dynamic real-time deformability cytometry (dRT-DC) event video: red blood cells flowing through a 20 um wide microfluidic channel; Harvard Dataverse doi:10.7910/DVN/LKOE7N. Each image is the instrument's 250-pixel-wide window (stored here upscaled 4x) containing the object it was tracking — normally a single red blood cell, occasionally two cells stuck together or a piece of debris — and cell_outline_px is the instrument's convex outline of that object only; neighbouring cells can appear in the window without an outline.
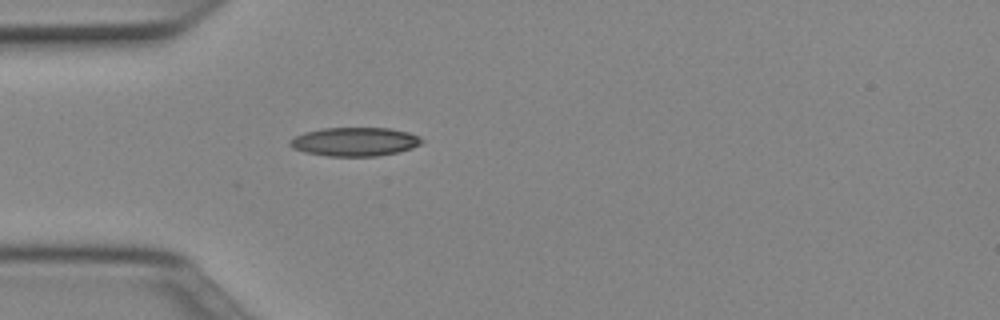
{"species": "Egyptian fruit bat (a non-hibernating species)", "species_latin": "Rousettus aegyptiacus", "temperature_condition": "cold", "stored_images_in_passage": 30, "camera_frame_rate_fps": 3000, "um_per_image_px": 0.085, "animal": {"sex": "female"}, "frame": {"image": 1, "passage_image": 1, "time_ms": 0.0, "image_size_px": [1000, 320], "cell_outline_px": [[424, 140], [420, 144], [412, 148], [396, 152], [376, 156], [328, 156], [304, 152], [292, 148], [288, 144], [288, 140], [304, 132], [324, 128], [392, 128], [408, 132], [420, 136]], "centroid_in_image_um": [30.14, 12.04], "position_along_channel_um": 54.9, "area_um2": 22.14}}
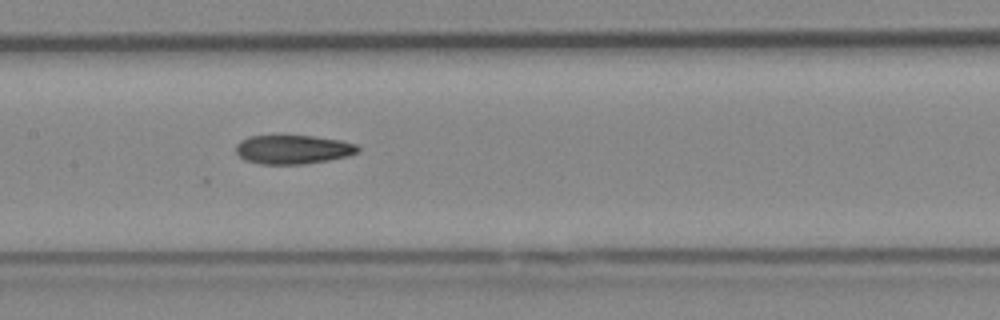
{"frame": {"image": 2, "passage_image": 11, "time_ms": 3.333, "image_size_px": [1000, 320], "cell_outline_px": [[360, 148], [356, 152], [348, 156], [328, 160], [304, 164], [260, 164], [244, 160], [236, 152], [236, 144], [240, 140], [248, 136], [312, 136], [340, 140], [356, 144]], "centroid_in_image_um": [24.88, 12.71], "position_along_channel_um": 182.5, "area_um2": 20.52}}
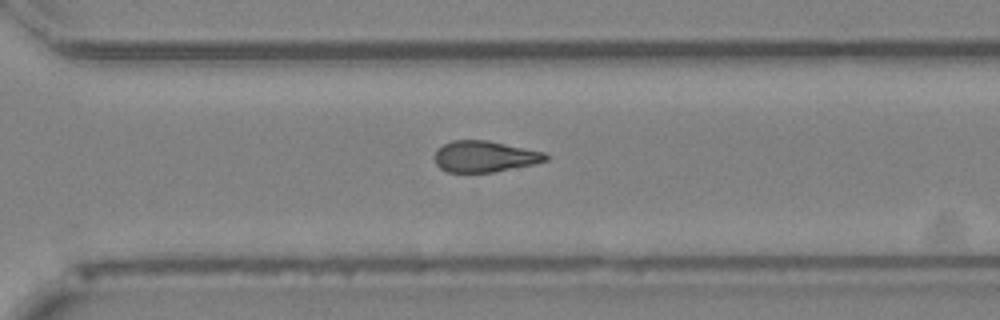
{"frame": {"image": 3, "passage_image": 22, "time_ms": 7.0, "image_size_px": [1000, 320], "cell_outline_px": [[548, 160], [536, 164], [492, 172], [448, 172], [440, 168], [436, 164], [436, 148], [452, 140], [488, 140], [544, 152], [548, 156]], "centroid_in_image_um": [41.21, 13.3], "position_along_channel_um": 329.4, "area_um2": 20.17}, "authors_computed_cell_mechanics": {"area_um2": 20.9525, "velocity_mm_per_s": 4.0188, "shape_relaxation_time_tau1_ms": null, "shape_relaxation_time_tau2_ms": 10.2323, "deformation_change_tau1": null, "deformation_change_tau2": 0.207}}